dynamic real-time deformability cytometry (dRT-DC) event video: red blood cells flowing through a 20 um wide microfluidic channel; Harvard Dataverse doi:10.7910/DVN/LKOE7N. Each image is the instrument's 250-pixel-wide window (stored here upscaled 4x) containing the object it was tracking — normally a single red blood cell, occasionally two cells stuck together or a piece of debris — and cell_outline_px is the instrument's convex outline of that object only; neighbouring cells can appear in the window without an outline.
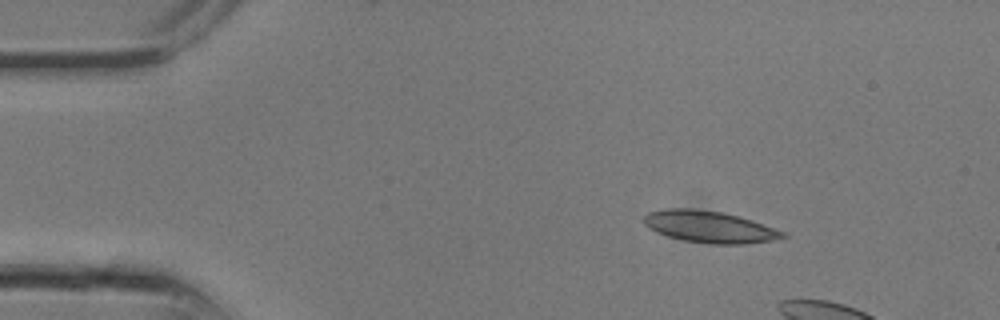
{"species": "common noctule bat (a hibernating species)", "species_latin": "Nyctalus noctula", "temperature_condition": "room temperature", "stored_images_in_passage": 6, "camera_frame_rate_fps": 3000, "um_per_image_px": 0.085, "animal": {"sex": "male", "body_mass_g": 13.3}, "frame": {"image": 1, "passage_image": 3, "time_ms": 0.667, "image_size_px": [1000, 320], "cell_outline_px": [[788, 236], [772, 240], [744, 244], [712, 244], [684, 240], [668, 236], [656, 232], [648, 228], [644, 224], [644, 216], [648, 212], [668, 208], [692, 208], [720, 212], [752, 220], [788, 232]], "centroid_in_image_um": [60.32, 19.28], "position_along_channel_um": 24.7, "area_um2": 25.66}}